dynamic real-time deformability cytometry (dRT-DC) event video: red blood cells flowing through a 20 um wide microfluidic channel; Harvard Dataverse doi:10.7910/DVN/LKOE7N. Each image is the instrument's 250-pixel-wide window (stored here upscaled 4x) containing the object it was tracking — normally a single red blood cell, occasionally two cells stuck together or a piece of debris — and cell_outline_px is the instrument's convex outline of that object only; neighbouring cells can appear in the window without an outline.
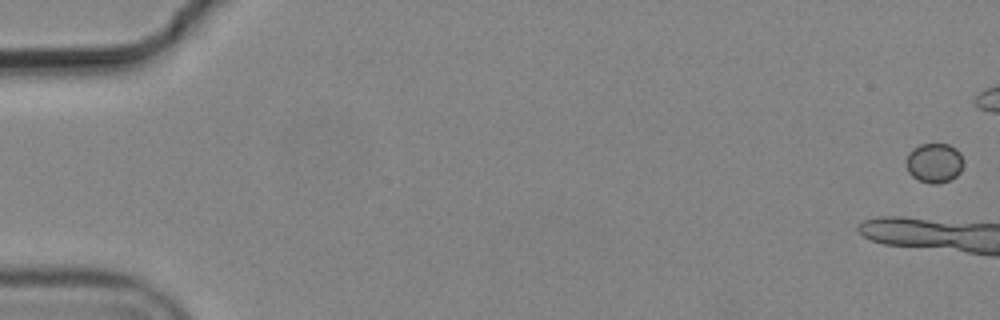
{"species": "common noctule bat (a hibernating species)", "species_latin": "Nyctalus noctula", "temperature_condition": "cold", "stored_images_in_passage": 8, "camera_frame_rate_fps": 3000, "um_per_image_px": 0.085, "animal": {"sex": "male", "body_mass_g": 19.2, "forearm_length_mm": 51.8}, "frame": {"image": 1, "passage_image": 1, "time_ms": 0.0, "image_size_px": [1000, 320], "cell_outline_px": [[964, 164], [960, 172], [956, 176], [948, 180], [936, 184], [932, 184], [920, 180], [912, 176], [908, 172], [908, 152], [912, 148], [920, 144], [948, 144], [956, 148], [960, 152], [964, 160]], "centroid_in_image_um": [79.45, 13.83], "position_along_channel_um": 5.5, "area_um2": 13.18}}